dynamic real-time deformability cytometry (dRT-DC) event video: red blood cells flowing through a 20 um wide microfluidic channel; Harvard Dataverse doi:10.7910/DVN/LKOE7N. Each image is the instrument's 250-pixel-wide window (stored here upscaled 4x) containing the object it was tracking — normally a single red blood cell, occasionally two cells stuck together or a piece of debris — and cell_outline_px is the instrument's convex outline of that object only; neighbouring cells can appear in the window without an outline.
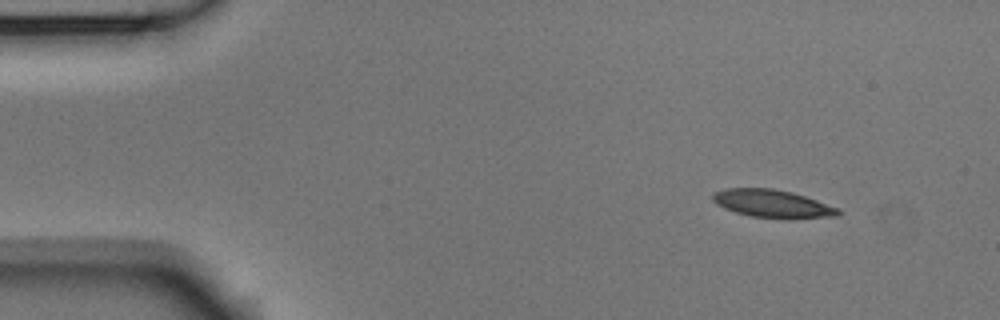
{"species": "Egyptian fruit bat (a non-hibernating species)", "species_latin": "Rousettus aegyptiacus", "temperature_condition": "room temperature", "stored_images_in_passage": 49, "camera_frame_rate_fps": 3000, "um_per_image_px": 0.085, "animal": {"sex": "male"}, "frame": {"image": 1, "passage_image": 1, "time_ms": 0.0, "image_size_px": [1000, 320], "cell_outline_px": [[840, 216], [752, 216], [736, 212], [724, 208], [716, 204], [712, 200], [712, 196], [716, 192], [724, 188], [772, 188], [792, 192], [840, 208]], "centroid_in_image_um": [65.59, 17.26], "position_along_channel_um": 19.4, "area_um2": 19.42}}
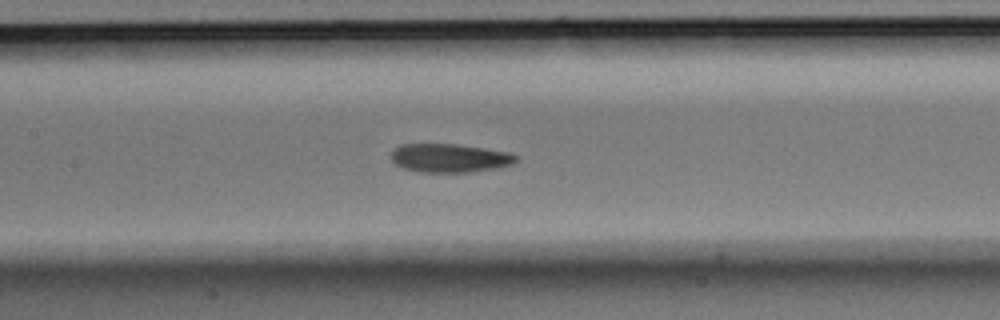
{"frame": {"image": 2, "passage_image": 20, "time_ms": 6.333, "image_size_px": [1000, 320], "cell_outline_px": [[520, 156], [516, 164], [500, 168], [468, 172], [420, 172], [404, 168], [396, 164], [392, 160], [392, 152], [400, 144], [456, 144], [508, 152]], "centroid_in_image_um": [38.3, 13.44], "position_along_channel_um": 169.1, "area_um2": 20.92}}
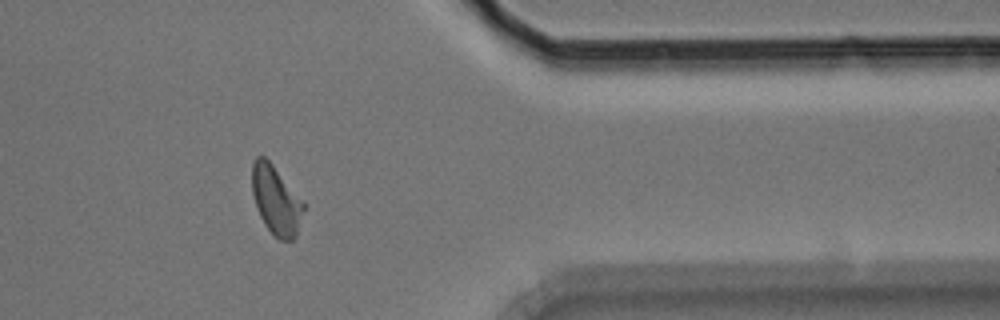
{"frame": {"image": 3, "passage_image": 39, "time_ms": 12.667, "image_size_px": [1000, 320], "cell_outline_px": [[304, 208], [296, 236], [292, 240], [280, 240], [264, 224], [256, 208], [252, 192], [252, 164], [256, 156], [264, 156], [272, 164], [304, 204]], "centroid_in_image_um": [23.43, 17.02], "position_along_channel_um": 388.0, "area_um2": 20.17}, "authors_computed_cell_mechanics": {"area_um2": 20.8658, "velocity_mm_per_s": 3.7231, "shape_relaxation_time_tau1_ms": 3.6462, "shape_relaxation_time_tau2_ms": 3.7224, "deformation_change_tau1": 0.1339, "deformation_change_tau2": 0.1213}}